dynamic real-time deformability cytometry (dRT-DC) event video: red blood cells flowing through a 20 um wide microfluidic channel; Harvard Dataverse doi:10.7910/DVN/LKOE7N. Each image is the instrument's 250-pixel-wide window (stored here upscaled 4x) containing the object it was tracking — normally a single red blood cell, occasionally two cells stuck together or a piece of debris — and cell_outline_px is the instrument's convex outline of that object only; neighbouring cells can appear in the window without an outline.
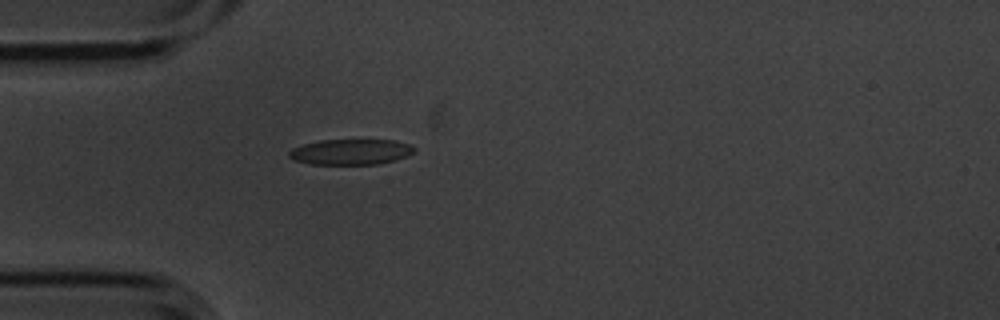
{"species": "common noctule bat (a hibernating species)", "species_latin": "Nyctalus noctula", "temperature_condition": "cold", "stored_images_in_passage": 4, "camera_frame_rate_fps": 3000, "um_per_image_px": 0.085, "animal": {"sex": "male", "body_mass_g": 20.1, "forearm_length_mm": 53.5}, "frame": {"image": 1, "passage_image": 4, "time_ms": 1.0, "image_size_px": [1000, 320], "cell_outline_px": [[416, 152], [408, 156], [396, 160], [376, 164], [308, 164], [292, 160], [288, 156], [288, 152], [292, 148], [304, 144], [320, 140], [396, 140], [408, 144], [416, 148]], "centroid_in_image_um": [29.82, 12.91], "position_along_channel_um": 55.2, "area_um2": 18.84}}